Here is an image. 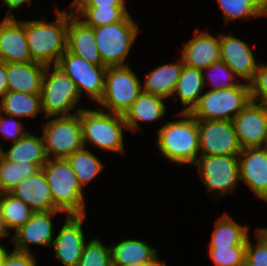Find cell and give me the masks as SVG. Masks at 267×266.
I'll use <instances>...</instances> for the list:
<instances>
[{"label": "cell", "instance_id": "17", "mask_svg": "<svg viewBox=\"0 0 267 266\" xmlns=\"http://www.w3.org/2000/svg\"><path fill=\"white\" fill-rule=\"evenodd\" d=\"M220 61L227 64L238 77L247 83L254 79L259 65L247 43L233 35L220 34Z\"/></svg>", "mask_w": 267, "mask_h": 266}, {"label": "cell", "instance_id": "28", "mask_svg": "<svg viewBox=\"0 0 267 266\" xmlns=\"http://www.w3.org/2000/svg\"><path fill=\"white\" fill-rule=\"evenodd\" d=\"M248 227L235 222L226 213L215 223L209 248L246 247Z\"/></svg>", "mask_w": 267, "mask_h": 266}, {"label": "cell", "instance_id": "41", "mask_svg": "<svg viewBox=\"0 0 267 266\" xmlns=\"http://www.w3.org/2000/svg\"><path fill=\"white\" fill-rule=\"evenodd\" d=\"M2 266H37L34 253H26L14 250L5 254Z\"/></svg>", "mask_w": 267, "mask_h": 266}, {"label": "cell", "instance_id": "31", "mask_svg": "<svg viewBox=\"0 0 267 266\" xmlns=\"http://www.w3.org/2000/svg\"><path fill=\"white\" fill-rule=\"evenodd\" d=\"M67 161L71 164L76 178L81 185L85 187L92 179H94L104 168L102 162L86 147L74 151Z\"/></svg>", "mask_w": 267, "mask_h": 266}, {"label": "cell", "instance_id": "2", "mask_svg": "<svg viewBox=\"0 0 267 266\" xmlns=\"http://www.w3.org/2000/svg\"><path fill=\"white\" fill-rule=\"evenodd\" d=\"M178 115L182 119L168 121L157 131L156 144L160 153L169 161L179 165H194L199 157L197 119L190 113L179 112Z\"/></svg>", "mask_w": 267, "mask_h": 266}, {"label": "cell", "instance_id": "23", "mask_svg": "<svg viewBox=\"0 0 267 266\" xmlns=\"http://www.w3.org/2000/svg\"><path fill=\"white\" fill-rule=\"evenodd\" d=\"M164 99L142 91L123 115L127 128L135 131L139 129V122L149 123L161 119L166 113Z\"/></svg>", "mask_w": 267, "mask_h": 266}, {"label": "cell", "instance_id": "48", "mask_svg": "<svg viewBox=\"0 0 267 266\" xmlns=\"http://www.w3.org/2000/svg\"><path fill=\"white\" fill-rule=\"evenodd\" d=\"M6 253L7 249L3 245H0V266H2L3 258Z\"/></svg>", "mask_w": 267, "mask_h": 266}, {"label": "cell", "instance_id": "44", "mask_svg": "<svg viewBox=\"0 0 267 266\" xmlns=\"http://www.w3.org/2000/svg\"><path fill=\"white\" fill-rule=\"evenodd\" d=\"M7 91L6 63L0 61V99Z\"/></svg>", "mask_w": 267, "mask_h": 266}, {"label": "cell", "instance_id": "45", "mask_svg": "<svg viewBox=\"0 0 267 266\" xmlns=\"http://www.w3.org/2000/svg\"><path fill=\"white\" fill-rule=\"evenodd\" d=\"M9 234L10 233L8 231V228L5 225L4 218H3V215H2V210H1V207H0V239L1 238H5Z\"/></svg>", "mask_w": 267, "mask_h": 266}, {"label": "cell", "instance_id": "9", "mask_svg": "<svg viewBox=\"0 0 267 266\" xmlns=\"http://www.w3.org/2000/svg\"><path fill=\"white\" fill-rule=\"evenodd\" d=\"M47 118L51 119L43 125L42 137L49 159H66L74 151L84 147L80 123V109L71 116Z\"/></svg>", "mask_w": 267, "mask_h": 266}, {"label": "cell", "instance_id": "49", "mask_svg": "<svg viewBox=\"0 0 267 266\" xmlns=\"http://www.w3.org/2000/svg\"><path fill=\"white\" fill-rule=\"evenodd\" d=\"M264 145H265V147H263V148L267 151V137H266Z\"/></svg>", "mask_w": 267, "mask_h": 266}, {"label": "cell", "instance_id": "19", "mask_svg": "<svg viewBox=\"0 0 267 266\" xmlns=\"http://www.w3.org/2000/svg\"><path fill=\"white\" fill-rule=\"evenodd\" d=\"M195 37L184 46L181 60L183 65L199 70L220 61V34L215 37L208 32L195 29Z\"/></svg>", "mask_w": 267, "mask_h": 266}, {"label": "cell", "instance_id": "6", "mask_svg": "<svg viewBox=\"0 0 267 266\" xmlns=\"http://www.w3.org/2000/svg\"><path fill=\"white\" fill-rule=\"evenodd\" d=\"M97 50L105 67L126 66L128 53L139 33L138 24L129 16L124 21L92 27Z\"/></svg>", "mask_w": 267, "mask_h": 266}, {"label": "cell", "instance_id": "12", "mask_svg": "<svg viewBox=\"0 0 267 266\" xmlns=\"http://www.w3.org/2000/svg\"><path fill=\"white\" fill-rule=\"evenodd\" d=\"M199 156L238 155L242 147L231 121L197 120Z\"/></svg>", "mask_w": 267, "mask_h": 266}, {"label": "cell", "instance_id": "10", "mask_svg": "<svg viewBox=\"0 0 267 266\" xmlns=\"http://www.w3.org/2000/svg\"><path fill=\"white\" fill-rule=\"evenodd\" d=\"M198 174L209 193H233L240 181L238 155L199 156Z\"/></svg>", "mask_w": 267, "mask_h": 266}, {"label": "cell", "instance_id": "24", "mask_svg": "<svg viewBox=\"0 0 267 266\" xmlns=\"http://www.w3.org/2000/svg\"><path fill=\"white\" fill-rule=\"evenodd\" d=\"M5 160L13 163H32L40 168L49 159L43 137H36L27 132L22 138L13 142L8 151L1 148L0 154Z\"/></svg>", "mask_w": 267, "mask_h": 266}, {"label": "cell", "instance_id": "4", "mask_svg": "<svg viewBox=\"0 0 267 266\" xmlns=\"http://www.w3.org/2000/svg\"><path fill=\"white\" fill-rule=\"evenodd\" d=\"M83 145L91 142L103 150L124 152L123 129L126 123L122 115L80 108Z\"/></svg>", "mask_w": 267, "mask_h": 266}, {"label": "cell", "instance_id": "5", "mask_svg": "<svg viewBox=\"0 0 267 266\" xmlns=\"http://www.w3.org/2000/svg\"><path fill=\"white\" fill-rule=\"evenodd\" d=\"M250 101V83L240 82L238 86L228 89L203 92L189 113L197 120L232 121Z\"/></svg>", "mask_w": 267, "mask_h": 266}, {"label": "cell", "instance_id": "26", "mask_svg": "<svg viewBox=\"0 0 267 266\" xmlns=\"http://www.w3.org/2000/svg\"><path fill=\"white\" fill-rule=\"evenodd\" d=\"M202 70L183 65L180 77L175 86L174 94H178L184 109L180 112L189 113L198 103L206 86V78Z\"/></svg>", "mask_w": 267, "mask_h": 266}, {"label": "cell", "instance_id": "38", "mask_svg": "<svg viewBox=\"0 0 267 266\" xmlns=\"http://www.w3.org/2000/svg\"><path fill=\"white\" fill-rule=\"evenodd\" d=\"M256 240L258 243L255 245L249 237L246 241L244 266H267V242L257 232Z\"/></svg>", "mask_w": 267, "mask_h": 266}, {"label": "cell", "instance_id": "37", "mask_svg": "<svg viewBox=\"0 0 267 266\" xmlns=\"http://www.w3.org/2000/svg\"><path fill=\"white\" fill-rule=\"evenodd\" d=\"M204 71H205V73L207 71V73H208L207 78L213 86V88H211L210 90L228 89L231 87L238 86L240 84L239 82H234V81H237L235 79L238 78V76L231 70V68L227 64H225L222 61L212 63L206 69L202 70L203 73H204ZM216 72H217V74H218V72L221 73L223 75L222 76L223 78L220 79L219 77H216L217 76L215 74ZM221 74H219V76H221Z\"/></svg>", "mask_w": 267, "mask_h": 266}, {"label": "cell", "instance_id": "40", "mask_svg": "<svg viewBox=\"0 0 267 266\" xmlns=\"http://www.w3.org/2000/svg\"><path fill=\"white\" fill-rule=\"evenodd\" d=\"M0 112V134L1 137L11 140L12 143L22 138L27 132L24 131V127L16 117L8 116ZM4 115V116H3Z\"/></svg>", "mask_w": 267, "mask_h": 266}, {"label": "cell", "instance_id": "22", "mask_svg": "<svg viewBox=\"0 0 267 266\" xmlns=\"http://www.w3.org/2000/svg\"><path fill=\"white\" fill-rule=\"evenodd\" d=\"M67 50L82 57L93 65H102L97 50L94 31L92 27L86 26L75 15L69 19L67 30Z\"/></svg>", "mask_w": 267, "mask_h": 266}, {"label": "cell", "instance_id": "25", "mask_svg": "<svg viewBox=\"0 0 267 266\" xmlns=\"http://www.w3.org/2000/svg\"><path fill=\"white\" fill-rule=\"evenodd\" d=\"M111 260L113 265H128L135 263H165L159 260L157 249L135 239H126L117 245L111 244Z\"/></svg>", "mask_w": 267, "mask_h": 266}, {"label": "cell", "instance_id": "46", "mask_svg": "<svg viewBox=\"0 0 267 266\" xmlns=\"http://www.w3.org/2000/svg\"><path fill=\"white\" fill-rule=\"evenodd\" d=\"M113 266H167L166 263H135L128 265H113Z\"/></svg>", "mask_w": 267, "mask_h": 266}, {"label": "cell", "instance_id": "30", "mask_svg": "<svg viewBox=\"0 0 267 266\" xmlns=\"http://www.w3.org/2000/svg\"><path fill=\"white\" fill-rule=\"evenodd\" d=\"M73 14L86 26L99 27L126 20L130 14L126 6L74 7Z\"/></svg>", "mask_w": 267, "mask_h": 266}, {"label": "cell", "instance_id": "33", "mask_svg": "<svg viewBox=\"0 0 267 266\" xmlns=\"http://www.w3.org/2000/svg\"><path fill=\"white\" fill-rule=\"evenodd\" d=\"M41 168L32 163H13L0 155V193H9L24 178L34 175Z\"/></svg>", "mask_w": 267, "mask_h": 266}, {"label": "cell", "instance_id": "43", "mask_svg": "<svg viewBox=\"0 0 267 266\" xmlns=\"http://www.w3.org/2000/svg\"><path fill=\"white\" fill-rule=\"evenodd\" d=\"M2 3H4L9 8L6 14V18H14V14H12L11 11L19 8L25 3L31 4V0H2Z\"/></svg>", "mask_w": 267, "mask_h": 266}, {"label": "cell", "instance_id": "18", "mask_svg": "<svg viewBox=\"0 0 267 266\" xmlns=\"http://www.w3.org/2000/svg\"><path fill=\"white\" fill-rule=\"evenodd\" d=\"M0 61L5 63L31 61L26 38V21L6 17L0 21Z\"/></svg>", "mask_w": 267, "mask_h": 266}, {"label": "cell", "instance_id": "42", "mask_svg": "<svg viewBox=\"0 0 267 266\" xmlns=\"http://www.w3.org/2000/svg\"><path fill=\"white\" fill-rule=\"evenodd\" d=\"M126 6L125 0H73L70 7Z\"/></svg>", "mask_w": 267, "mask_h": 266}, {"label": "cell", "instance_id": "35", "mask_svg": "<svg viewBox=\"0 0 267 266\" xmlns=\"http://www.w3.org/2000/svg\"><path fill=\"white\" fill-rule=\"evenodd\" d=\"M77 266H113L110 247L96 238L86 243Z\"/></svg>", "mask_w": 267, "mask_h": 266}, {"label": "cell", "instance_id": "11", "mask_svg": "<svg viewBox=\"0 0 267 266\" xmlns=\"http://www.w3.org/2000/svg\"><path fill=\"white\" fill-rule=\"evenodd\" d=\"M55 66L75 82L80 97L85 92L94 102L100 101L104 92L107 67L88 63L82 57L70 53L68 50Z\"/></svg>", "mask_w": 267, "mask_h": 266}, {"label": "cell", "instance_id": "29", "mask_svg": "<svg viewBox=\"0 0 267 266\" xmlns=\"http://www.w3.org/2000/svg\"><path fill=\"white\" fill-rule=\"evenodd\" d=\"M0 112L17 118L36 117L41 108L40 94L7 91L0 100Z\"/></svg>", "mask_w": 267, "mask_h": 266}, {"label": "cell", "instance_id": "21", "mask_svg": "<svg viewBox=\"0 0 267 266\" xmlns=\"http://www.w3.org/2000/svg\"><path fill=\"white\" fill-rule=\"evenodd\" d=\"M45 65L37 62L6 63L8 91L40 94Z\"/></svg>", "mask_w": 267, "mask_h": 266}, {"label": "cell", "instance_id": "14", "mask_svg": "<svg viewBox=\"0 0 267 266\" xmlns=\"http://www.w3.org/2000/svg\"><path fill=\"white\" fill-rule=\"evenodd\" d=\"M84 215H66V221L51 247L54 248L56 259L64 266H77L87 242L82 229Z\"/></svg>", "mask_w": 267, "mask_h": 266}, {"label": "cell", "instance_id": "8", "mask_svg": "<svg viewBox=\"0 0 267 266\" xmlns=\"http://www.w3.org/2000/svg\"><path fill=\"white\" fill-rule=\"evenodd\" d=\"M141 92L142 84L129 65L107 67L103 96L98 102L104 108L99 109L123 116Z\"/></svg>", "mask_w": 267, "mask_h": 266}, {"label": "cell", "instance_id": "20", "mask_svg": "<svg viewBox=\"0 0 267 266\" xmlns=\"http://www.w3.org/2000/svg\"><path fill=\"white\" fill-rule=\"evenodd\" d=\"M9 193L23 201L33 212L58 210L54 206L50 186L42 169L24 178Z\"/></svg>", "mask_w": 267, "mask_h": 266}, {"label": "cell", "instance_id": "1", "mask_svg": "<svg viewBox=\"0 0 267 266\" xmlns=\"http://www.w3.org/2000/svg\"><path fill=\"white\" fill-rule=\"evenodd\" d=\"M56 9L57 20L26 21V38L32 62L54 66L67 50V30L73 11ZM53 63V64H52Z\"/></svg>", "mask_w": 267, "mask_h": 266}, {"label": "cell", "instance_id": "7", "mask_svg": "<svg viewBox=\"0 0 267 266\" xmlns=\"http://www.w3.org/2000/svg\"><path fill=\"white\" fill-rule=\"evenodd\" d=\"M40 96L42 112L46 118L74 115L70 111L76 108L81 98L75 82L55 65L45 68Z\"/></svg>", "mask_w": 267, "mask_h": 266}, {"label": "cell", "instance_id": "27", "mask_svg": "<svg viewBox=\"0 0 267 266\" xmlns=\"http://www.w3.org/2000/svg\"><path fill=\"white\" fill-rule=\"evenodd\" d=\"M182 68V60L179 63L156 67L146 76L142 91L165 99L173 96Z\"/></svg>", "mask_w": 267, "mask_h": 266}, {"label": "cell", "instance_id": "3", "mask_svg": "<svg viewBox=\"0 0 267 266\" xmlns=\"http://www.w3.org/2000/svg\"><path fill=\"white\" fill-rule=\"evenodd\" d=\"M41 169L50 186L54 206L67 215L86 214L83 188L67 159H48Z\"/></svg>", "mask_w": 267, "mask_h": 266}, {"label": "cell", "instance_id": "16", "mask_svg": "<svg viewBox=\"0 0 267 266\" xmlns=\"http://www.w3.org/2000/svg\"><path fill=\"white\" fill-rule=\"evenodd\" d=\"M240 180L261 200L267 198V151L263 147L243 148L238 154Z\"/></svg>", "mask_w": 267, "mask_h": 266}, {"label": "cell", "instance_id": "34", "mask_svg": "<svg viewBox=\"0 0 267 266\" xmlns=\"http://www.w3.org/2000/svg\"><path fill=\"white\" fill-rule=\"evenodd\" d=\"M0 207L8 230L12 228L17 231L33 213L29 206L10 193H0Z\"/></svg>", "mask_w": 267, "mask_h": 266}, {"label": "cell", "instance_id": "13", "mask_svg": "<svg viewBox=\"0 0 267 266\" xmlns=\"http://www.w3.org/2000/svg\"><path fill=\"white\" fill-rule=\"evenodd\" d=\"M243 148L264 147L267 137V105L250 101L231 121Z\"/></svg>", "mask_w": 267, "mask_h": 266}, {"label": "cell", "instance_id": "39", "mask_svg": "<svg viewBox=\"0 0 267 266\" xmlns=\"http://www.w3.org/2000/svg\"><path fill=\"white\" fill-rule=\"evenodd\" d=\"M251 100L267 105V64L259 63L254 79L250 82Z\"/></svg>", "mask_w": 267, "mask_h": 266}, {"label": "cell", "instance_id": "47", "mask_svg": "<svg viewBox=\"0 0 267 266\" xmlns=\"http://www.w3.org/2000/svg\"><path fill=\"white\" fill-rule=\"evenodd\" d=\"M256 232L267 242V228H257Z\"/></svg>", "mask_w": 267, "mask_h": 266}, {"label": "cell", "instance_id": "32", "mask_svg": "<svg viewBox=\"0 0 267 266\" xmlns=\"http://www.w3.org/2000/svg\"><path fill=\"white\" fill-rule=\"evenodd\" d=\"M225 22L267 15V0H217Z\"/></svg>", "mask_w": 267, "mask_h": 266}, {"label": "cell", "instance_id": "36", "mask_svg": "<svg viewBox=\"0 0 267 266\" xmlns=\"http://www.w3.org/2000/svg\"><path fill=\"white\" fill-rule=\"evenodd\" d=\"M246 247L209 248L208 253L216 266H244Z\"/></svg>", "mask_w": 267, "mask_h": 266}, {"label": "cell", "instance_id": "15", "mask_svg": "<svg viewBox=\"0 0 267 266\" xmlns=\"http://www.w3.org/2000/svg\"><path fill=\"white\" fill-rule=\"evenodd\" d=\"M60 210L45 212H33L30 219L17 231L10 242L14 243L15 249L20 252H31L30 244H36L51 248L53 242L52 218Z\"/></svg>", "mask_w": 267, "mask_h": 266}]
</instances>
